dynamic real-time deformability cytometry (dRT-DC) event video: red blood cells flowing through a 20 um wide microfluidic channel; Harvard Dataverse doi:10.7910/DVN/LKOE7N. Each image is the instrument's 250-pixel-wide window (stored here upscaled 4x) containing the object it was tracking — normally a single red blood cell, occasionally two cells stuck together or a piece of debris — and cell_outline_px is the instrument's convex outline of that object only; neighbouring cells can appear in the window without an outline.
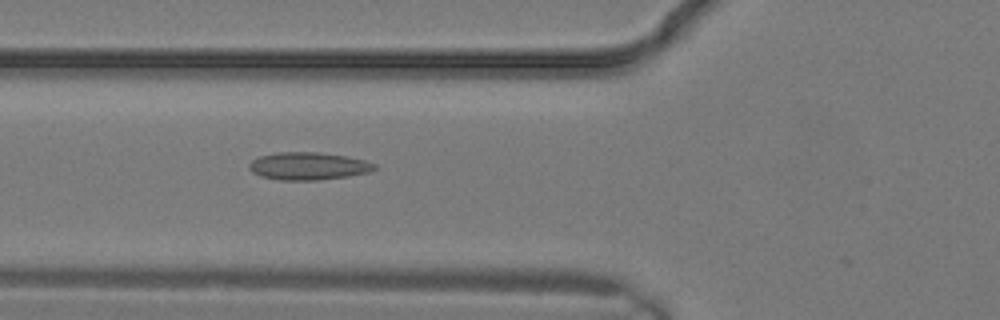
{"species": "common noctule bat (a hibernating species)", "species_latin": "Nyctalus noctula", "temperature_condition": "warm", "stored_images_in_passage": 2, "camera_frame_rate_fps": 3000, "um_per_image_px": 0.085, "animal": {"sex": "male", "body_mass_g": 19.2, "forearm_length_mm": 51.8}, "frame": {"image": 1, "passage_image": 2, "time_ms": 0.333, "image_size_px": [1000, 320], "cell_outline_px": [[380, 168], [368, 172], [348, 176], [316, 180], [280, 180], [260, 176], [252, 172], [248, 168], [248, 164], [252, 160], [260, 156], [280, 152], [316, 152], [344, 156], [364, 160], [376, 164]], "centroid_in_image_um": [26.2, 14.12], "position_along_channel_um": 99.6, "area_um2": 20.11}}